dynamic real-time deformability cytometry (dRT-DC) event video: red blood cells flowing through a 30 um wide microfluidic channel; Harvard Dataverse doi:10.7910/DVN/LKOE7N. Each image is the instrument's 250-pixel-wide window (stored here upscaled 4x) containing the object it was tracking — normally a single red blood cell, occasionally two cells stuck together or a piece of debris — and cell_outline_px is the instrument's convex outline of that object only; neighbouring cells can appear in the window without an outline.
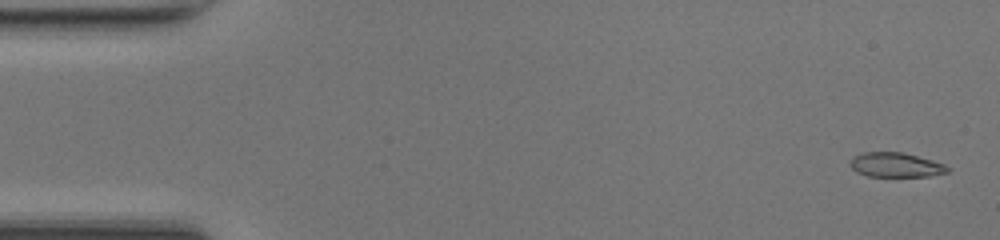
{"species": "common noctule bat (a hibernating species)", "species_latin": "Nyctalus noctula", "temperature_condition": "room temperature", "stored_images_in_passage": 49, "camera_frame_rate_fps": 3000, "um_per_image_px": 0.085, "animal": {"sex": "female", "body_mass_g": 17.0, "forearm_length_mm": 48.0}, "frame": {"image": 1, "passage_image": 2, "time_ms": 0.333, "image_size_px": [1000, 240], "cell_outline_px": [[948, 172], [928, 176], [868, 176], [856, 172], [848, 164], [852, 156], [864, 152], [900, 152], [932, 160], [944, 164], [948, 168]], "centroid_in_image_um": [76.07, 14.01], "position_along_channel_um": 8.9, "area_um2": 13.81}}
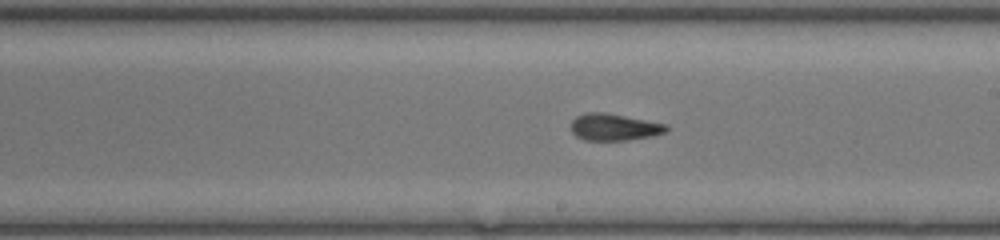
{"frame": {"image": 2, "passage_image": 28, "time_ms": 9.0, "image_size_px": [1000, 240], "cell_outline_px": [[668, 128], [664, 132], [652, 136], [628, 140], [584, 140], [576, 136], [572, 132], [572, 120], [576, 116], [588, 112], [600, 112], [624, 116], [668, 124]], "centroid_in_image_um": [52.19, 10.81], "position_along_channel_um": 236.8, "area_um2": 14.74}}
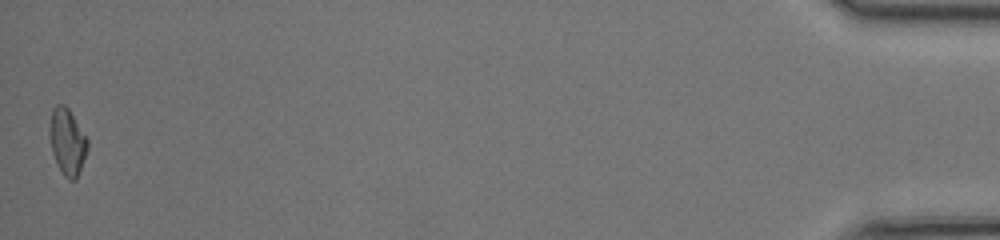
{"frame": {"image": 3, "passage_image": 49, "time_ms": 16.0, "image_size_px": [1000, 240], "cell_outline_px": [[88, 148], [76, 180], [68, 180], [64, 176], [52, 152], [52, 108], [56, 104], [64, 104], [68, 108], [88, 140]], "centroid_in_image_um": [5.77, 12.07], "position_along_channel_um": 429.4, "area_um2": 13.93}, "authors_computed_cell_mechanics": {"area_um2": 14.6812, "velocity_mm_per_s": 4.239, "shape_relaxation_time_tau1_ms": 5.7072, "shape_relaxation_time_tau2_ms": 2.1889, "deformation_change_tau1": 0.2034, "deformation_change_tau2": 0.0937}}